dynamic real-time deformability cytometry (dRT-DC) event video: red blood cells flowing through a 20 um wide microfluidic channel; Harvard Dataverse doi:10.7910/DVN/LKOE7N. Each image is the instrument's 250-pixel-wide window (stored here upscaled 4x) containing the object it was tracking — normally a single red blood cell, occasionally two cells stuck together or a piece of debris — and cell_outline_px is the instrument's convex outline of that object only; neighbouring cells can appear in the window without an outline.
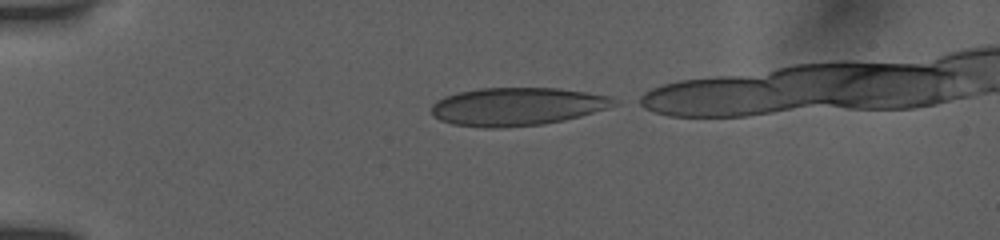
{"species": "human", "species_latin": "Homo sapiens", "temperature_condition": "room temperature", "stored_images_in_passage": 26, "camera_frame_rate_fps": 3000, "um_per_image_px": 0.085, "donor": {"sex": "female"}, "frame": {"image": 1, "passage_image": 1, "time_ms": 0.0, "image_size_px": [1000, 240], "cell_outline_px": [[620, 104], [608, 108], [580, 116], [564, 120], [544, 124], [500, 128], [488, 128], [452, 124], [440, 120], [432, 116], [432, 104], [436, 100], [444, 96], [456, 92], [480, 88], [556, 88], [588, 92], [608, 96], [616, 100]], "centroid_in_image_um": [43.93, 9.05], "position_along_channel_um": 41.1, "area_um2": 40.75}}
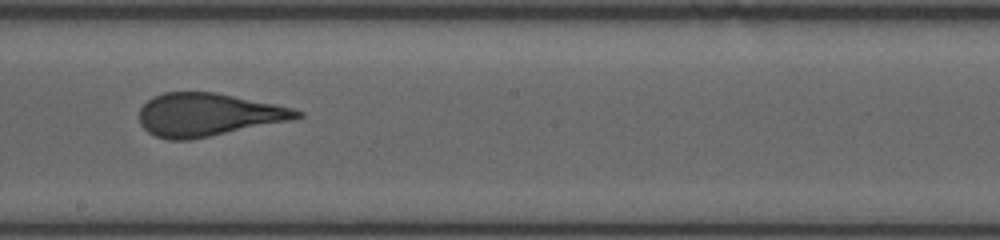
{"frame": {"image": 2, "passage_image": 14, "time_ms": 6.0, "image_size_px": [1000, 240], "cell_outline_px": [[304, 116], [292, 120], [188, 140], [168, 140], [156, 136], [148, 132], [140, 124], [140, 108], [152, 96], [164, 92], [212, 92], [276, 104], [292, 108], [304, 112]], "centroid_in_image_um": [17.67, 9.75], "position_along_channel_um": 230.5, "area_um2": 39.25}}
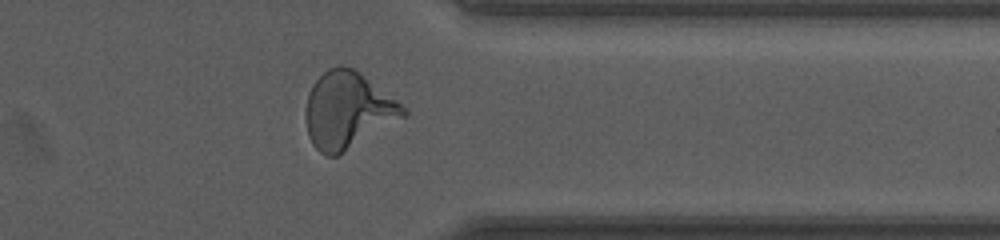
{"frame": {"image": 3, "passage_image": 23, "time_ms": 10.0, "image_size_px": [1000, 240], "cell_outline_px": [[408, 116], [336, 156], [324, 156], [312, 144], [308, 136], [304, 116], [304, 112], [308, 92], [312, 84], [328, 68], [340, 64], [344, 64], [360, 72], [408, 108]], "centroid_in_image_um": [29.56, 9.37], "position_along_channel_um": 381.8, "area_um2": 44.04}, "authors_computed_cell_mechanics": {"area_um2": 40.1132, "velocity_mm_per_s": 3.884, "shape_relaxation_time_tau1_ms": 8.535, "shape_relaxation_time_tau2_ms": null, "deformation_change_tau1": 0.2448, "deformation_change_tau2": null}}